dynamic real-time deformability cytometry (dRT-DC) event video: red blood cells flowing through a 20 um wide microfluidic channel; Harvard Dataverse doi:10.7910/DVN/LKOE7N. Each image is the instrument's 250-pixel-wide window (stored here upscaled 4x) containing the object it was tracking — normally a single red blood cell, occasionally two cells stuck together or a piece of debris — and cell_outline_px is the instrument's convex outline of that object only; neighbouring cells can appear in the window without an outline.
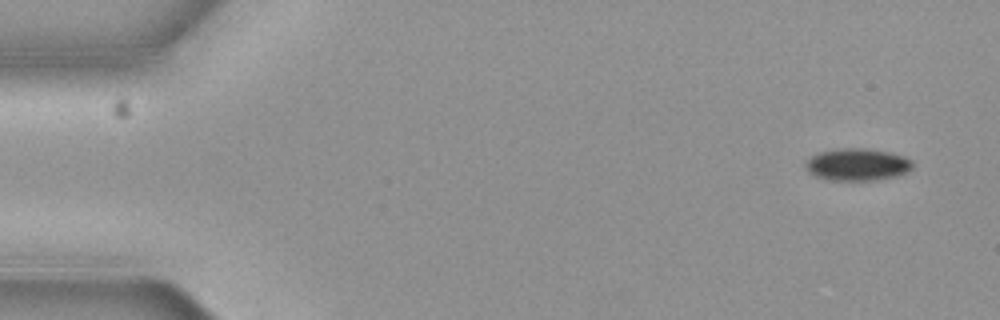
{"species": "common noctule bat (a hibernating species)", "species_latin": "Nyctalus noctula", "temperature_condition": "cold", "stored_images_in_passage": 6, "segment_of_instrument_passage": [1, 2], "camera_frame_rate_fps": 3000, "um_per_image_px": 0.085, "animal": {"sex": "female", "body_mass_g": 19.3, "forearm_length_mm": 54.1}, "frame": {"image": 1, "passage_image": 1, "time_ms": 0.0, "image_size_px": [1000, 320], "cell_outline_px": [[912, 168], [904, 176], [880, 180], [828, 180], [816, 176], [808, 172], [804, 164], [812, 156], [820, 152], [848, 148], [860, 148], [888, 152], [912, 160]], "centroid_in_image_um": [72.91, 14.02], "position_along_channel_um": 12.1, "area_um2": 20.06}}
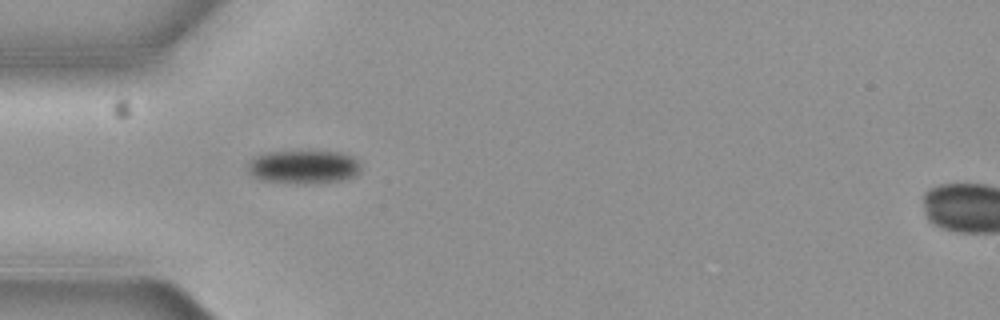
{"frame": {"image": 2, "passage_image": 5, "time_ms": 1.333, "image_size_px": [1000, 320], "cell_outline_px": [[360, 172], [356, 176], [340, 180], [320, 184], [296, 184], [264, 180], [252, 176], [248, 172], [248, 164], [256, 156], [268, 152], [340, 152], [352, 156], [360, 164]], "centroid_in_image_um": [25.83, 14.21], "position_along_channel_um": 59.2, "area_um2": 22.08}}